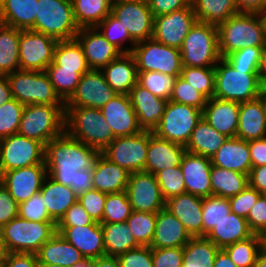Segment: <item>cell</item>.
<instances>
[{
    "instance_id": "cell-12",
    "label": "cell",
    "mask_w": 266,
    "mask_h": 267,
    "mask_svg": "<svg viewBox=\"0 0 266 267\" xmlns=\"http://www.w3.org/2000/svg\"><path fill=\"white\" fill-rule=\"evenodd\" d=\"M36 164H45V146L41 142L18 133L0 139V176Z\"/></svg>"
},
{
    "instance_id": "cell-6",
    "label": "cell",
    "mask_w": 266,
    "mask_h": 267,
    "mask_svg": "<svg viewBox=\"0 0 266 267\" xmlns=\"http://www.w3.org/2000/svg\"><path fill=\"white\" fill-rule=\"evenodd\" d=\"M214 68V98L239 103L258 98L262 90L258 73H246V70L234 69L225 58H221Z\"/></svg>"
},
{
    "instance_id": "cell-64",
    "label": "cell",
    "mask_w": 266,
    "mask_h": 267,
    "mask_svg": "<svg viewBox=\"0 0 266 267\" xmlns=\"http://www.w3.org/2000/svg\"><path fill=\"white\" fill-rule=\"evenodd\" d=\"M18 217V203L0 181V228Z\"/></svg>"
},
{
    "instance_id": "cell-71",
    "label": "cell",
    "mask_w": 266,
    "mask_h": 267,
    "mask_svg": "<svg viewBox=\"0 0 266 267\" xmlns=\"http://www.w3.org/2000/svg\"><path fill=\"white\" fill-rule=\"evenodd\" d=\"M11 99V87L7 75L0 74V106Z\"/></svg>"
},
{
    "instance_id": "cell-20",
    "label": "cell",
    "mask_w": 266,
    "mask_h": 267,
    "mask_svg": "<svg viewBox=\"0 0 266 267\" xmlns=\"http://www.w3.org/2000/svg\"><path fill=\"white\" fill-rule=\"evenodd\" d=\"M75 39L82 47L90 69L101 70L123 54L118 47L107 41L97 27L79 28Z\"/></svg>"
},
{
    "instance_id": "cell-10",
    "label": "cell",
    "mask_w": 266,
    "mask_h": 267,
    "mask_svg": "<svg viewBox=\"0 0 266 267\" xmlns=\"http://www.w3.org/2000/svg\"><path fill=\"white\" fill-rule=\"evenodd\" d=\"M137 72L155 71L172 77H179L182 71L180 49L166 46L153 38L137 42L133 47Z\"/></svg>"
},
{
    "instance_id": "cell-17",
    "label": "cell",
    "mask_w": 266,
    "mask_h": 267,
    "mask_svg": "<svg viewBox=\"0 0 266 267\" xmlns=\"http://www.w3.org/2000/svg\"><path fill=\"white\" fill-rule=\"evenodd\" d=\"M126 193L134 211L157 213L165 208L166 201L162 197L156 176L152 173H130Z\"/></svg>"
},
{
    "instance_id": "cell-47",
    "label": "cell",
    "mask_w": 266,
    "mask_h": 267,
    "mask_svg": "<svg viewBox=\"0 0 266 267\" xmlns=\"http://www.w3.org/2000/svg\"><path fill=\"white\" fill-rule=\"evenodd\" d=\"M231 208L228 198L210 195L202 198L203 237H205L226 215Z\"/></svg>"
},
{
    "instance_id": "cell-55",
    "label": "cell",
    "mask_w": 266,
    "mask_h": 267,
    "mask_svg": "<svg viewBox=\"0 0 266 267\" xmlns=\"http://www.w3.org/2000/svg\"><path fill=\"white\" fill-rule=\"evenodd\" d=\"M263 48H243L229 54L225 59L234 69L246 70V73H258Z\"/></svg>"
},
{
    "instance_id": "cell-31",
    "label": "cell",
    "mask_w": 266,
    "mask_h": 267,
    "mask_svg": "<svg viewBox=\"0 0 266 267\" xmlns=\"http://www.w3.org/2000/svg\"><path fill=\"white\" fill-rule=\"evenodd\" d=\"M101 71L106 82L117 94L128 95L137 84L138 72L135 59L131 53H123L107 66H104Z\"/></svg>"
},
{
    "instance_id": "cell-38",
    "label": "cell",
    "mask_w": 266,
    "mask_h": 267,
    "mask_svg": "<svg viewBox=\"0 0 266 267\" xmlns=\"http://www.w3.org/2000/svg\"><path fill=\"white\" fill-rule=\"evenodd\" d=\"M101 226L106 256L117 257L140 246L126 222L101 223Z\"/></svg>"
},
{
    "instance_id": "cell-67",
    "label": "cell",
    "mask_w": 266,
    "mask_h": 267,
    "mask_svg": "<svg viewBox=\"0 0 266 267\" xmlns=\"http://www.w3.org/2000/svg\"><path fill=\"white\" fill-rule=\"evenodd\" d=\"M252 168L266 165V137L248 141Z\"/></svg>"
},
{
    "instance_id": "cell-61",
    "label": "cell",
    "mask_w": 266,
    "mask_h": 267,
    "mask_svg": "<svg viewBox=\"0 0 266 267\" xmlns=\"http://www.w3.org/2000/svg\"><path fill=\"white\" fill-rule=\"evenodd\" d=\"M153 267H182L183 247L152 248Z\"/></svg>"
},
{
    "instance_id": "cell-54",
    "label": "cell",
    "mask_w": 266,
    "mask_h": 267,
    "mask_svg": "<svg viewBox=\"0 0 266 267\" xmlns=\"http://www.w3.org/2000/svg\"><path fill=\"white\" fill-rule=\"evenodd\" d=\"M155 176L165 201L171 197L186 193L185 181L180 166L160 170Z\"/></svg>"
},
{
    "instance_id": "cell-1",
    "label": "cell",
    "mask_w": 266,
    "mask_h": 267,
    "mask_svg": "<svg viewBox=\"0 0 266 267\" xmlns=\"http://www.w3.org/2000/svg\"><path fill=\"white\" fill-rule=\"evenodd\" d=\"M100 153L64 132L45 145L47 174L76 192L77 170L93 169Z\"/></svg>"
},
{
    "instance_id": "cell-27",
    "label": "cell",
    "mask_w": 266,
    "mask_h": 267,
    "mask_svg": "<svg viewBox=\"0 0 266 267\" xmlns=\"http://www.w3.org/2000/svg\"><path fill=\"white\" fill-rule=\"evenodd\" d=\"M185 153V146L161 139L149 131L145 172L155 175L160 170L180 166Z\"/></svg>"
},
{
    "instance_id": "cell-22",
    "label": "cell",
    "mask_w": 266,
    "mask_h": 267,
    "mask_svg": "<svg viewBox=\"0 0 266 267\" xmlns=\"http://www.w3.org/2000/svg\"><path fill=\"white\" fill-rule=\"evenodd\" d=\"M56 230L85 258L96 259L106 256L101 223L96 222L86 226H56Z\"/></svg>"
},
{
    "instance_id": "cell-5",
    "label": "cell",
    "mask_w": 266,
    "mask_h": 267,
    "mask_svg": "<svg viewBox=\"0 0 266 267\" xmlns=\"http://www.w3.org/2000/svg\"><path fill=\"white\" fill-rule=\"evenodd\" d=\"M180 53L183 67H215L221 59L217 26L196 21L185 37Z\"/></svg>"
},
{
    "instance_id": "cell-33",
    "label": "cell",
    "mask_w": 266,
    "mask_h": 267,
    "mask_svg": "<svg viewBox=\"0 0 266 267\" xmlns=\"http://www.w3.org/2000/svg\"><path fill=\"white\" fill-rule=\"evenodd\" d=\"M40 192L48 214L56 223L78 201V195L70 186L58 183L48 175L43 181Z\"/></svg>"
},
{
    "instance_id": "cell-18",
    "label": "cell",
    "mask_w": 266,
    "mask_h": 267,
    "mask_svg": "<svg viewBox=\"0 0 266 267\" xmlns=\"http://www.w3.org/2000/svg\"><path fill=\"white\" fill-rule=\"evenodd\" d=\"M117 93L106 82L101 70L90 69L81 76L75 92L65 102V107L102 108Z\"/></svg>"
},
{
    "instance_id": "cell-41",
    "label": "cell",
    "mask_w": 266,
    "mask_h": 267,
    "mask_svg": "<svg viewBox=\"0 0 266 267\" xmlns=\"http://www.w3.org/2000/svg\"><path fill=\"white\" fill-rule=\"evenodd\" d=\"M191 4L197 21L216 26L239 13L234 0H193Z\"/></svg>"
},
{
    "instance_id": "cell-70",
    "label": "cell",
    "mask_w": 266,
    "mask_h": 267,
    "mask_svg": "<svg viewBox=\"0 0 266 267\" xmlns=\"http://www.w3.org/2000/svg\"><path fill=\"white\" fill-rule=\"evenodd\" d=\"M93 189L92 169L77 170L76 194L80 195Z\"/></svg>"
},
{
    "instance_id": "cell-57",
    "label": "cell",
    "mask_w": 266,
    "mask_h": 267,
    "mask_svg": "<svg viewBox=\"0 0 266 267\" xmlns=\"http://www.w3.org/2000/svg\"><path fill=\"white\" fill-rule=\"evenodd\" d=\"M18 217L34 222H55L47 212L41 192L18 204Z\"/></svg>"
},
{
    "instance_id": "cell-80",
    "label": "cell",
    "mask_w": 266,
    "mask_h": 267,
    "mask_svg": "<svg viewBox=\"0 0 266 267\" xmlns=\"http://www.w3.org/2000/svg\"><path fill=\"white\" fill-rule=\"evenodd\" d=\"M37 267H63L57 264H47V263H43V262H37Z\"/></svg>"
},
{
    "instance_id": "cell-48",
    "label": "cell",
    "mask_w": 266,
    "mask_h": 267,
    "mask_svg": "<svg viewBox=\"0 0 266 267\" xmlns=\"http://www.w3.org/2000/svg\"><path fill=\"white\" fill-rule=\"evenodd\" d=\"M180 77L201 93L207 100L214 97L215 68L214 67H182Z\"/></svg>"
},
{
    "instance_id": "cell-76",
    "label": "cell",
    "mask_w": 266,
    "mask_h": 267,
    "mask_svg": "<svg viewBox=\"0 0 266 267\" xmlns=\"http://www.w3.org/2000/svg\"><path fill=\"white\" fill-rule=\"evenodd\" d=\"M254 267H266V249H262L256 258Z\"/></svg>"
},
{
    "instance_id": "cell-66",
    "label": "cell",
    "mask_w": 266,
    "mask_h": 267,
    "mask_svg": "<svg viewBox=\"0 0 266 267\" xmlns=\"http://www.w3.org/2000/svg\"><path fill=\"white\" fill-rule=\"evenodd\" d=\"M37 256L33 253H9L2 267H37Z\"/></svg>"
},
{
    "instance_id": "cell-75",
    "label": "cell",
    "mask_w": 266,
    "mask_h": 267,
    "mask_svg": "<svg viewBox=\"0 0 266 267\" xmlns=\"http://www.w3.org/2000/svg\"><path fill=\"white\" fill-rule=\"evenodd\" d=\"M8 254L9 251L5 244V239L0 228V263H2L7 258Z\"/></svg>"
},
{
    "instance_id": "cell-25",
    "label": "cell",
    "mask_w": 266,
    "mask_h": 267,
    "mask_svg": "<svg viewBox=\"0 0 266 267\" xmlns=\"http://www.w3.org/2000/svg\"><path fill=\"white\" fill-rule=\"evenodd\" d=\"M239 108V102L212 97L202 110V118L226 137H236Z\"/></svg>"
},
{
    "instance_id": "cell-34",
    "label": "cell",
    "mask_w": 266,
    "mask_h": 267,
    "mask_svg": "<svg viewBox=\"0 0 266 267\" xmlns=\"http://www.w3.org/2000/svg\"><path fill=\"white\" fill-rule=\"evenodd\" d=\"M253 235L254 232L250 229L247 219L231 212L216 224L205 237L219 249H223L230 244L248 239Z\"/></svg>"
},
{
    "instance_id": "cell-56",
    "label": "cell",
    "mask_w": 266,
    "mask_h": 267,
    "mask_svg": "<svg viewBox=\"0 0 266 267\" xmlns=\"http://www.w3.org/2000/svg\"><path fill=\"white\" fill-rule=\"evenodd\" d=\"M169 100L196 107L200 110H203L207 102V99L201 93L185 82L180 76L176 78Z\"/></svg>"
},
{
    "instance_id": "cell-15",
    "label": "cell",
    "mask_w": 266,
    "mask_h": 267,
    "mask_svg": "<svg viewBox=\"0 0 266 267\" xmlns=\"http://www.w3.org/2000/svg\"><path fill=\"white\" fill-rule=\"evenodd\" d=\"M58 40L33 30H21L19 38L20 70L46 71L54 61Z\"/></svg>"
},
{
    "instance_id": "cell-32",
    "label": "cell",
    "mask_w": 266,
    "mask_h": 267,
    "mask_svg": "<svg viewBox=\"0 0 266 267\" xmlns=\"http://www.w3.org/2000/svg\"><path fill=\"white\" fill-rule=\"evenodd\" d=\"M236 137L251 141L266 137V118L260 100L241 102Z\"/></svg>"
},
{
    "instance_id": "cell-58",
    "label": "cell",
    "mask_w": 266,
    "mask_h": 267,
    "mask_svg": "<svg viewBox=\"0 0 266 267\" xmlns=\"http://www.w3.org/2000/svg\"><path fill=\"white\" fill-rule=\"evenodd\" d=\"M106 193L92 189L78 195V201L95 222L102 223Z\"/></svg>"
},
{
    "instance_id": "cell-63",
    "label": "cell",
    "mask_w": 266,
    "mask_h": 267,
    "mask_svg": "<svg viewBox=\"0 0 266 267\" xmlns=\"http://www.w3.org/2000/svg\"><path fill=\"white\" fill-rule=\"evenodd\" d=\"M247 222L254 234H261L266 228V194H262L250 208Z\"/></svg>"
},
{
    "instance_id": "cell-3",
    "label": "cell",
    "mask_w": 266,
    "mask_h": 267,
    "mask_svg": "<svg viewBox=\"0 0 266 267\" xmlns=\"http://www.w3.org/2000/svg\"><path fill=\"white\" fill-rule=\"evenodd\" d=\"M65 132L100 152L115 139L101 110L97 108L65 107Z\"/></svg>"
},
{
    "instance_id": "cell-8",
    "label": "cell",
    "mask_w": 266,
    "mask_h": 267,
    "mask_svg": "<svg viewBox=\"0 0 266 267\" xmlns=\"http://www.w3.org/2000/svg\"><path fill=\"white\" fill-rule=\"evenodd\" d=\"M12 98L26 105H65L45 71L17 70L7 74Z\"/></svg>"
},
{
    "instance_id": "cell-11",
    "label": "cell",
    "mask_w": 266,
    "mask_h": 267,
    "mask_svg": "<svg viewBox=\"0 0 266 267\" xmlns=\"http://www.w3.org/2000/svg\"><path fill=\"white\" fill-rule=\"evenodd\" d=\"M201 118L202 110L168 100L164 114L153 133L161 139L186 146Z\"/></svg>"
},
{
    "instance_id": "cell-2",
    "label": "cell",
    "mask_w": 266,
    "mask_h": 267,
    "mask_svg": "<svg viewBox=\"0 0 266 267\" xmlns=\"http://www.w3.org/2000/svg\"><path fill=\"white\" fill-rule=\"evenodd\" d=\"M221 58L243 48L266 46L264 13L239 12L218 26Z\"/></svg>"
},
{
    "instance_id": "cell-52",
    "label": "cell",
    "mask_w": 266,
    "mask_h": 267,
    "mask_svg": "<svg viewBox=\"0 0 266 267\" xmlns=\"http://www.w3.org/2000/svg\"><path fill=\"white\" fill-rule=\"evenodd\" d=\"M177 77L160 72H138L137 83L157 97L169 100Z\"/></svg>"
},
{
    "instance_id": "cell-42",
    "label": "cell",
    "mask_w": 266,
    "mask_h": 267,
    "mask_svg": "<svg viewBox=\"0 0 266 267\" xmlns=\"http://www.w3.org/2000/svg\"><path fill=\"white\" fill-rule=\"evenodd\" d=\"M20 29L0 23V74H10L20 69Z\"/></svg>"
},
{
    "instance_id": "cell-78",
    "label": "cell",
    "mask_w": 266,
    "mask_h": 267,
    "mask_svg": "<svg viewBox=\"0 0 266 267\" xmlns=\"http://www.w3.org/2000/svg\"><path fill=\"white\" fill-rule=\"evenodd\" d=\"M258 99L260 100L264 113H265V118H266V90H261Z\"/></svg>"
},
{
    "instance_id": "cell-9",
    "label": "cell",
    "mask_w": 266,
    "mask_h": 267,
    "mask_svg": "<svg viewBox=\"0 0 266 267\" xmlns=\"http://www.w3.org/2000/svg\"><path fill=\"white\" fill-rule=\"evenodd\" d=\"M9 253L36 254L57 232L56 222H34L16 217L1 228Z\"/></svg>"
},
{
    "instance_id": "cell-62",
    "label": "cell",
    "mask_w": 266,
    "mask_h": 267,
    "mask_svg": "<svg viewBox=\"0 0 266 267\" xmlns=\"http://www.w3.org/2000/svg\"><path fill=\"white\" fill-rule=\"evenodd\" d=\"M96 222L88 215L79 201L73 204L56 223V226H86Z\"/></svg>"
},
{
    "instance_id": "cell-44",
    "label": "cell",
    "mask_w": 266,
    "mask_h": 267,
    "mask_svg": "<svg viewBox=\"0 0 266 267\" xmlns=\"http://www.w3.org/2000/svg\"><path fill=\"white\" fill-rule=\"evenodd\" d=\"M54 62L61 69H76L81 75L90 70L83 49L76 39L58 41L54 51Z\"/></svg>"
},
{
    "instance_id": "cell-73",
    "label": "cell",
    "mask_w": 266,
    "mask_h": 267,
    "mask_svg": "<svg viewBox=\"0 0 266 267\" xmlns=\"http://www.w3.org/2000/svg\"><path fill=\"white\" fill-rule=\"evenodd\" d=\"M93 267H121L117 257L103 256L93 259Z\"/></svg>"
},
{
    "instance_id": "cell-7",
    "label": "cell",
    "mask_w": 266,
    "mask_h": 267,
    "mask_svg": "<svg viewBox=\"0 0 266 267\" xmlns=\"http://www.w3.org/2000/svg\"><path fill=\"white\" fill-rule=\"evenodd\" d=\"M31 30L58 41L75 39L79 27L74 20L71 0H38Z\"/></svg>"
},
{
    "instance_id": "cell-23",
    "label": "cell",
    "mask_w": 266,
    "mask_h": 267,
    "mask_svg": "<svg viewBox=\"0 0 266 267\" xmlns=\"http://www.w3.org/2000/svg\"><path fill=\"white\" fill-rule=\"evenodd\" d=\"M211 158L190 152L184 154L180 168L184 177L186 192L199 197L212 195Z\"/></svg>"
},
{
    "instance_id": "cell-19",
    "label": "cell",
    "mask_w": 266,
    "mask_h": 267,
    "mask_svg": "<svg viewBox=\"0 0 266 267\" xmlns=\"http://www.w3.org/2000/svg\"><path fill=\"white\" fill-rule=\"evenodd\" d=\"M47 175L46 164H36L4 172L0 176V181L20 204L40 192Z\"/></svg>"
},
{
    "instance_id": "cell-37",
    "label": "cell",
    "mask_w": 266,
    "mask_h": 267,
    "mask_svg": "<svg viewBox=\"0 0 266 267\" xmlns=\"http://www.w3.org/2000/svg\"><path fill=\"white\" fill-rule=\"evenodd\" d=\"M227 138L201 118L185 148L187 152L211 158Z\"/></svg>"
},
{
    "instance_id": "cell-4",
    "label": "cell",
    "mask_w": 266,
    "mask_h": 267,
    "mask_svg": "<svg viewBox=\"0 0 266 267\" xmlns=\"http://www.w3.org/2000/svg\"><path fill=\"white\" fill-rule=\"evenodd\" d=\"M65 132V105L33 104L24 107L18 134L44 146Z\"/></svg>"
},
{
    "instance_id": "cell-29",
    "label": "cell",
    "mask_w": 266,
    "mask_h": 267,
    "mask_svg": "<svg viewBox=\"0 0 266 267\" xmlns=\"http://www.w3.org/2000/svg\"><path fill=\"white\" fill-rule=\"evenodd\" d=\"M192 237L168 209L156 213V226L151 248L184 247Z\"/></svg>"
},
{
    "instance_id": "cell-43",
    "label": "cell",
    "mask_w": 266,
    "mask_h": 267,
    "mask_svg": "<svg viewBox=\"0 0 266 267\" xmlns=\"http://www.w3.org/2000/svg\"><path fill=\"white\" fill-rule=\"evenodd\" d=\"M218 251L206 237H192L183 247L182 267H213Z\"/></svg>"
},
{
    "instance_id": "cell-46",
    "label": "cell",
    "mask_w": 266,
    "mask_h": 267,
    "mask_svg": "<svg viewBox=\"0 0 266 267\" xmlns=\"http://www.w3.org/2000/svg\"><path fill=\"white\" fill-rule=\"evenodd\" d=\"M59 97L66 102L75 92L80 82L81 74L76 69H61L54 61L45 71Z\"/></svg>"
},
{
    "instance_id": "cell-28",
    "label": "cell",
    "mask_w": 266,
    "mask_h": 267,
    "mask_svg": "<svg viewBox=\"0 0 266 267\" xmlns=\"http://www.w3.org/2000/svg\"><path fill=\"white\" fill-rule=\"evenodd\" d=\"M212 165L249 176L252 163L248 141L238 137L227 138L211 157Z\"/></svg>"
},
{
    "instance_id": "cell-74",
    "label": "cell",
    "mask_w": 266,
    "mask_h": 267,
    "mask_svg": "<svg viewBox=\"0 0 266 267\" xmlns=\"http://www.w3.org/2000/svg\"><path fill=\"white\" fill-rule=\"evenodd\" d=\"M258 77L262 90H266V46L263 48L258 69Z\"/></svg>"
},
{
    "instance_id": "cell-35",
    "label": "cell",
    "mask_w": 266,
    "mask_h": 267,
    "mask_svg": "<svg viewBox=\"0 0 266 267\" xmlns=\"http://www.w3.org/2000/svg\"><path fill=\"white\" fill-rule=\"evenodd\" d=\"M36 256L39 262L57 264L63 267H73L85 259L76 247L57 232L40 247Z\"/></svg>"
},
{
    "instance_id": "cell-16",
    "label": "cell",
    "mask_w": 266,
    "mask_h": 267,
    "mask_svg": "<svg viewBox=\"0 0 266 267\" xmlns=\"http://www.w3.org/2000/svg\"><path fill=\"white\" fill-rule=\"evenodd\" d=\"M197 19L191 3L185 8L154 17L153 39L180 49Z\"/></svg>"
},
{
    "instance_id": "cell-77",
    "label": "cell",
    "mask_w": 266,
    "mask_h": 267,
    "mask_svg": "<svg viewBox=\"0 0 266 267\" xmlns=\"http://www.w3.org/2000/svg\"><path fill=\"white\" fill-rule=\"evenodd\" d=\"M73 267H93V259L85 258L76 263Z\"/></svg>"
},
{
    "instance_id": "cell-40",
    "label": "cell",
    "mask_w": 266,
    "mask_h": 267,
    "mask_svg": "<svg viewBox=\"0 0 266 267\" xmlns=\"http://www.w3.org/2000/svg\"><path fill=\"white\" fill-rule=\"evenodd\" d=\"M212 195L230 198L243 191L249 184L248 175L233 170L211 166Z\"/></svg>"
},
{
    "instance_id": "cell-36",
    "label": "cell",
    "mask_w": 266,
    "mask_h": 267,
    "mask_svg": "<svg viewBox=\"0 0 266 267\" xmlns=\"http://www.w3.org/2000/svg\"><path fill=\"white\" fill-rule=\"evenodd\" d=\"M38 0H0V23L20 30L35 24Z\"/></svg>"
},
{
    "instance_id": "cell-39",
    "label": "cell",
    "mask_w": 266,
    "mask_h": 267,
    "mask_svg": "<svg viewBox=\"0 0 266 267\" xmlns=\"http://www.w3.org/2000/svg\"><path fill=\"white\" fill-rule=\"evenodd\" d=\"M113 0H71L79 28L97 27L110 13Z\"/></svg>"
},
{
    "instance_id": "cell-59",
    "label": "cell",
    "mask_w": 266,
    "mask_h": 267,
    "mask_svg": "<svg viewBox=\"0 0 266 267\" xmlns=\"http://www.w3.org/2000/svg\"><path fill=\"white\" fill-rule=\"evenodd\" d=\"M262 194L249 184L237 195L228 198L232 213L247 219L250 208Z\"/></svg>"
},
{
    "instance_id": "cell-21",
    "label": "cell",
    "mask_w": 266,
    "mask_h": 267,
    "mask_svg": "<svg viewBox=\"0 0 266 267\" xmlns=\"http://www.w3.org/2000/svg\"><path fill=\"white\" fill-rule=\"evenodd\" d=\"M100 110L115 138L132 136L143 131L130 98L126 94H117Z\"/></svg>"
},
{
    "instance_id": "cell-50",
    "label": "cell",
    "mask_w": 266,
    "mask_h": 267,
    "mask_svg": "<svg viewBox=\"0 0 266 267\" xmlns=\"http://www.w3.org/2000/svg\"><path fill=\"white\" fill-rule=\"evenodd\" d=\"M126 223L140 246H151L156 226V213L133 210Z\"/></svg>"
},
{
    "instance_id": "cell-60",
    "label": "cell",
    "mask_w": 266,
    "mask_h": 267,
    "mask_svg": "<svg viewBox=\"0 0 266 267\" xmlns=\"http://www.w3.org/2000/svg\"><path fill=\"white\" fill-rule=\"evenodd\" d=\"M121 267H153L152 248L139 246L117 256Z\"/></svg>"
},
{
    "instance_id": "cell-53",
    "label": "cell",
    "mask_w": 266,
    "mask_h": 267,
    "mask_svg": "<svg viewBox=\"0 0 266 267\" xmlns=\"http://www.w3.org/2000/svg\"><path fill=\"white\" fill-rule=\"evenodd\" d=\"M24 107L15 98L0 106V139L18 133Z\"/></svg>"
},
{
    "instance_id": "cell-69",
    "label": "cell",
    "mask_w": 266,
    "mask_h": 267,
    "mask_svg": "<svg viewBox=\"0 0 266 267\" xmlns=\"http://www.w3.org/2000/svg\"><path fill=\"white\" fill-rule=\"evenodd\" d=\"M239 12L266 13V0H234Z\"/></svg>"
},
{
    "instance_id": "cell-30",
    "label": "cell",
    "mask_w": 266,
    "mask_h": 267,
    "mask_svg": "<svg viewBox=\"0 0 266 267\" xmlns=\"http://www.w3.org/2000/svg\"><path fill=\"white\" fill-rule=\"evenodd\" d=\"M130 172L112 163L101 153L92 169L93 189L111 194L126 191Z\"/></svg>"
},
{
    "instance_id": "cell-65",
    "label": "cell",
    "mask_w": 266,
    "mask_h": 267,
    "mask_svg": "<svg viewBox=\"0 0 266 267\" xmlns=\"http://www.w3.org/2000/svg\"><path fill=\"white\" fill-rule=\"evenodd\" d=\"M147 2L153 17L183 9L190 3L188 0H148Z\"/></svg>"
},
{
    "instance_id": "cell-45",
    "label": "cell",
    "mask_w": 266,
    "mask_h": 267,
    "mask_svg": "<svg viewBox=\"0 0 266 267\" xmlns=\"http://www.w3.org/2000/svg\"><path fill=\"white\" fill-rule=\"evenodd\" d=\"M262 249L259 234L223 248L237 267H254L257 255Z\"/></svg>"
},
{
    "instance_id": "cell-24",
    "label": "cell",
    "mask_w": 266,
    "mask_h": 267,
    "mask_svg": "<svg viewBox=\"0 0 266 267\" xmlns=\"http://www.w3.org/2000/svg\"><path fill=\"white\" fill-rule=\"evenodd\" d=\"M142 130L152 131L158 126L168 100L157 97L138 83L128 94Z\"/></svg>"
},
{
    "instance_id": "cell-72",
    "label": "cell",
    "mask_w": 266,
    "mask_h": 267,
    "mask_svg": "<svg viewBox=\"0 0 266 267\" xmlns=\"http://www.w3.org/2000/svg\"><path fill=\"white\" fill-rule=\"evenodd\" d=\"M213 267H237L230 259L228 254L223 250L219 251L215 255V261Z\"/></svg>"
},
{
    "instance_id": "cell-49",
    "label": "cell",
    "mask_w": 266,
    "mask_h": 267,
    "mask_svg": "<svg viewBox=\"0 0 266 267\" xmlns=\"http://www.w3.org/2000/svg\"><path fill=\"white\" fill-rule=\"evenodd\" d=\"M110 44L118 47L123 53H131L136 42L120 20L111 13L97 26Z\"/></svg>"
},
{
    "instance_id": "cell-13",
    "label": "cell",
    "mask_w": 266,
    "mask_h": 267,
    "mask_svg": "<svg viewBox=\"0 0 266 267\" xmlns=\"http://www.w3.org/2000/svg\"><path fill=\"white\" fill-rule=\"evenodd\" d=\"M149 131L143 130L132 136L116 137L101 154L128 172L145 171Z\"/></svg>"
},
{
    "instance_id": "cell-51",
    "label": "cell",
    "mask_w": 266,
    "mask_h": 267,
    "mask_svg": "<svg viewBox=\"0 0 266 267\" xmlns=\"http://www.w3.org/2000/svg\"><path fill=\"white\" fill-rule=\"evenodd\" d=\"M132 212L126 191L107 194L102 223L126 222Z\"/></svg>"
},
{
    "instance_id": "cell-68",
    "label": "cell",
    "mask_w": 266,
    "mask_h": 267,
    "mask_svg": "<svg viewBox=\"0 0 266 267\" xmlns=\"http://www.w3.org/2000/svg\"><path fill=\"white\" fill-rule=\"evenodd\" d=\"M249 185L261 194H266V165L251 168Z\"/></svg>"
},
{
    "instance_id": "cell-14",
    "label": "cell",
    "mask_w": 266,
    "mask_h": 267,
    "mask_svg": "<svg viewBox=\"0 0 266 267\" xmlns=\"http://www.w3.org/2000/svg\"><path fill=\"white\" fill-rule=\"evenodd\" d=\"M111 14L120 20L136 43L153 37L154 17L147 1L113 0Z\"/></svg>"
},
{
    "instance_id": "cell-79",
    "label": "cell",
    "mask_w": 266,
    "mask_h": 267,
    "mask_svg": "<svg viewBox=\"0 0 266 267\" xmlns=\"http://www.w3.org/2000/svg\"><path fill=\"white\" fill-rule=\"evenodd\" d=\"M261 244L264 249H266V228L260 234Z\"/></svg>"
},
{
    "instance_id": "cell-26",
    "label": "cell",
    "mask_w": 266,
    "mask_h": 267,
    "mask_svg": "<svg viewBox=\"0 0 266 267\" xmlns=\"http://www.w3.org/2000/svg\"><path fill=\"white\" fill-rule=\"evenodd\" d=\"M165 208L178 218L191 237H203L202 197L186 192L166 200Z\"/></svg>"
}]
</instances>
